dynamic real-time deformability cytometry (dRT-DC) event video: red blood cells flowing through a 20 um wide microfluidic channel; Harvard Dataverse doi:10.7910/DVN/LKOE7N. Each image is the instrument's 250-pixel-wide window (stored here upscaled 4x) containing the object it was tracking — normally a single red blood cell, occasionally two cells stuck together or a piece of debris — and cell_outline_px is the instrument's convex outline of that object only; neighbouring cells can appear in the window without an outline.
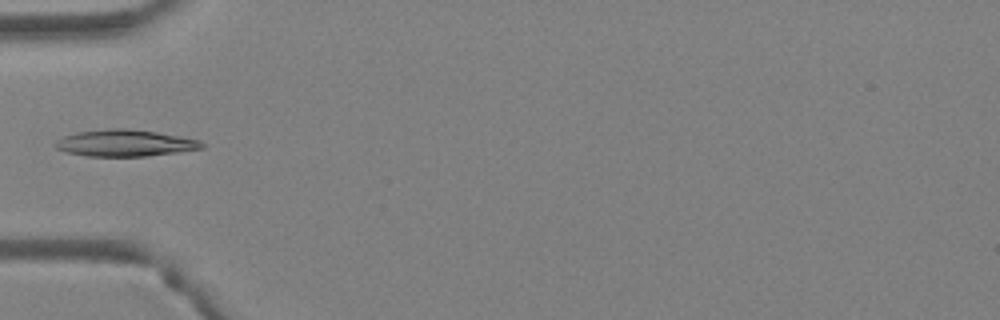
{"species": "Egyptian fruit bat (a non-hibernating species)", "species_latin": "Rousettus aegyptiacus", "temperature_condition": "warm", "stored_images_in_passage": 4, "camera_frame_rate_fps": 3000, "um_per_image_px": 0.085, "animal": {"sex": "female"}, "frame": {"image": 1, "passage_image": 4, "time_ms": 1.0, "image_size_px": [1000, 320], "cell_outline_px": [[204, 148], [148, 156], [88, 156], [68, 152], [56, 148], [56, 140], [64, 136], [76, 132], [108, 128], [128, 128], [156, 132], [180, 136], [200, 140], [204, 144]], "centroid_in_image_um": [10.64, 12.15], "position_along_channel_um": 74.4, "area_um2": 22.66}}